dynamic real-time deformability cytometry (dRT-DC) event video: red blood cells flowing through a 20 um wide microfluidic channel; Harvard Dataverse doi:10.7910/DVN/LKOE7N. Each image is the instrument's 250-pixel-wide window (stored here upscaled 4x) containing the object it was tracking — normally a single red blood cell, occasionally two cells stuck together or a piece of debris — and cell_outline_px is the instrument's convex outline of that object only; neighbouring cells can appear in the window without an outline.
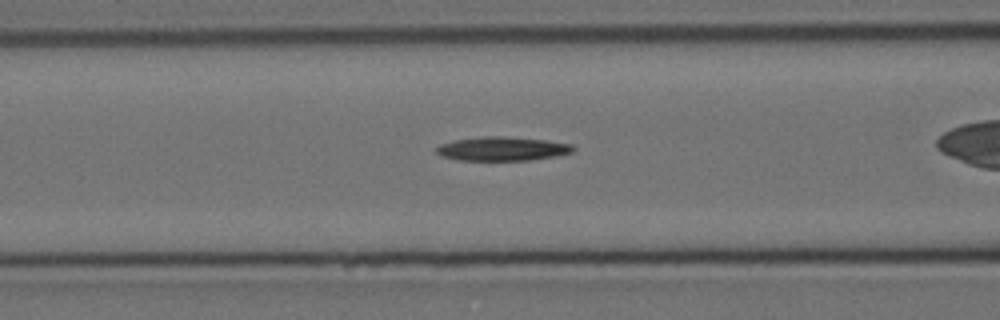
{"species": "Egyptian fruit bat (a non-hibernating species)", "species_latin": "Rousettus aegyptiacus", "temperature_condition": "cold", "stored_images_in_passage": 29, "camera_frame_rate_fps": 3000, "um_per_image_px": 0.085, "animal": {"sex": "female"}, "frame": {"image": 1, "passage_image": 6, "time_ms": 1.667, "image_size_px": [1000, 320], "cell_outline_px": [[576, 148], [572, 152], [556, 156], [528, 160], [456, 160], [440, 156], [436, 152], [436, 148], [440, 144], [456, 140], [484, 136], [500, 136], [548, 140], [572, 144]], "centroid_in_image_um": [42.7, 12.65], "position_along_channel_um": 123.9, "area_um2": 19.07}}
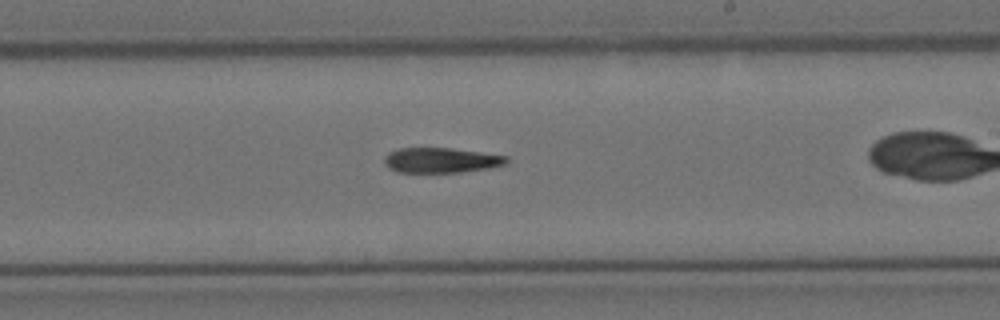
{"frame": {"image": 2, "passage_image": 17, "time_ms": 5.333, "image_size_px": [1000, 320], "cell_outline_px": [[508, 160], [504, 164], [492, 168], [460, 172], [396, 172], [388, 168], [384, 164], [384, 156], [388, 152], [400, 148], [452, 148], [508, 156]], "centroid_in_image_um": [37.46, 13.62], "position_along_channel_um": 251.5, "area_um2": 17.98}}
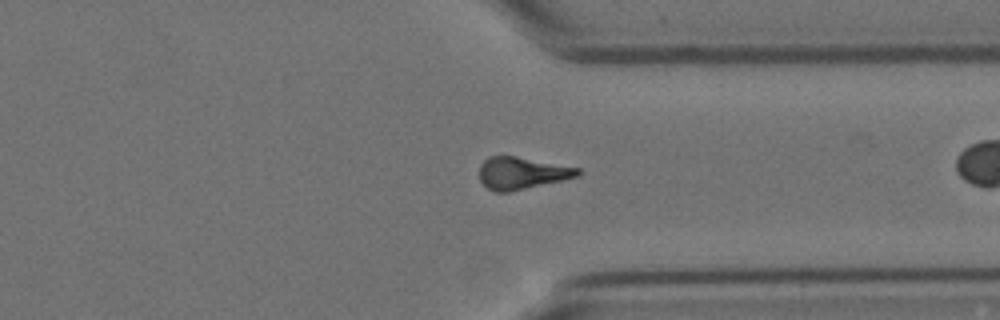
{"frame": {"image": 3, "passage_image": 27, "time_ms": 8.667, "image_size_px": [1000, 320], "cell_outline_px": [[580, 176], [564, 180], [508, 192], [496, 192], [488, 188], [480, 180], [480, 164], [488, 156], [516, 156], [580, 168]], "centroid_in_image_um": [44.36, 14.71], "position_along_channel_um": 367.0, "area_um2": 18.38}}